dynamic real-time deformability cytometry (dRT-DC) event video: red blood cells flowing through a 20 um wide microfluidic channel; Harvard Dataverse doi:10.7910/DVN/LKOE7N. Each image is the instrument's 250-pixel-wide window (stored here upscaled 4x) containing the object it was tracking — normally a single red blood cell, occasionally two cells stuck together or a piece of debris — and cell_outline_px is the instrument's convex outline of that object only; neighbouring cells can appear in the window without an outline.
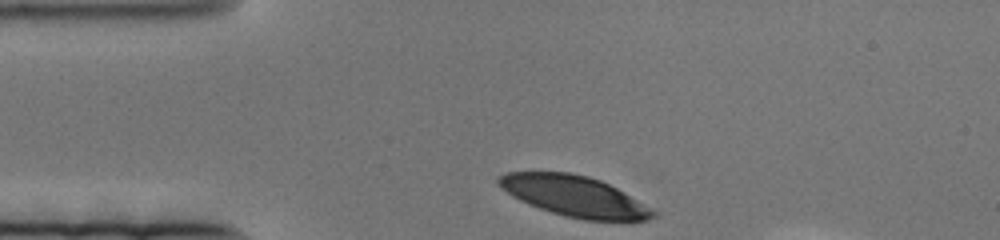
{"species": "human", "species_latin": "Homo sapiens", "temperature_condition": "cold", "stored_images_in_passage": 49, "camera_frame_rate_fps": 3000, "um_per_image_px": 0.085, "donor": {"sex": "female"}, "frame": {"image": 1, "passage_image": 1, "time_ms": 0.0, "image_size_px": [1000, 240], "cell_outline_px": [[660, 212], [656, 216], [648, 220], [584, 220], [564, 216], [528, 204], [512, 196], [500, 188], [496, 184], [496, 180], [500, 176], [508, 172], [568, 172], [588, 176], [600, 180], [616, 188]], "centroid_in_image_um": [48.83, 16.67], "position_along_channel_um": 36.2, "area_um2": 36.59}}
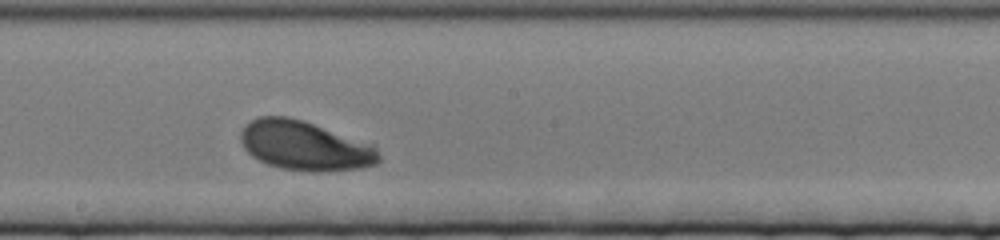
{"frame": {"image": 2, "passage_image": 28, "time_ms": 9.0, "image_size_px": [1000, 240], "cell_outline_px": [[380, 160], [376, 164], [360, 168], [320, 172], [312, 172], [280, 168], [268, 164], [252, 156], [244, 148], [240, 140], [240, 132], [244, 124], [260, 116], [288, 116], [304, 120], [372, 144], [376, 148], [380, 156]], "centroid_in_image_um": [25.89, 12.38], "position_along_channel_um": 222.3, "area_um2": 39.94}}
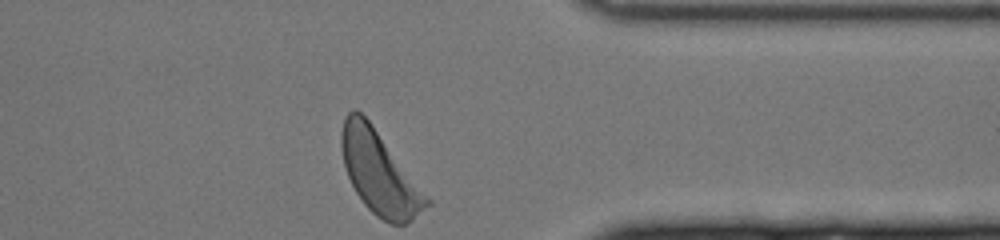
{"frame": {"image": 3, "passage_image": 49, "time_ms": 16.0, "image_size_px": [1000, 240], "cell_outline_px": [[432, 204], [408, 224], [388, 224], [376, 216], [364, 204], [356, 192], [348, 176], [344, 164], [340, 144], [340, 132], [344, 116], [352, 108], [356, 108], [368, 120], [432, 200]], "centroid_in_image_um": [32.26, 14.71], "position_along_channel_um": 379.1, "area_um2": 41.15}}